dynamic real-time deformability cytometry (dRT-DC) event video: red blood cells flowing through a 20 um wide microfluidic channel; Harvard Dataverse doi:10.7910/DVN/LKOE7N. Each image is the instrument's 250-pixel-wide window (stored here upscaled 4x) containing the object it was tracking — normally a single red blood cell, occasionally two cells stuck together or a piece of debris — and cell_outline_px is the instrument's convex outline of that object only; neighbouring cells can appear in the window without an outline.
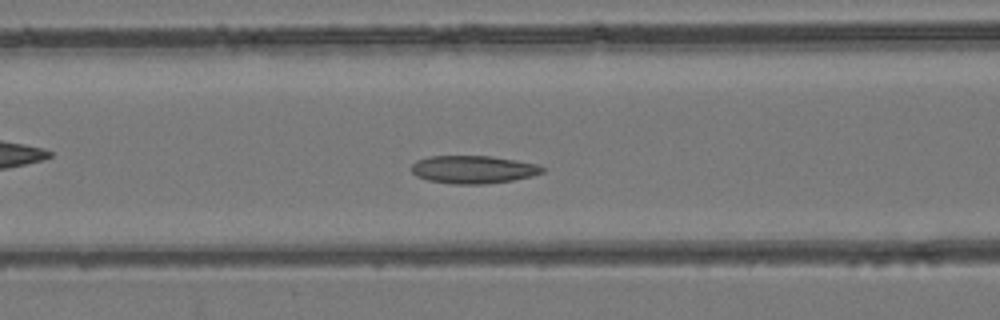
{"species": "common noctule bat (a hibernating species)", "species_latin": "Nyctalus noctula", "temperature_condition": "room temperature", "stored_images_in_passage": 38, "camera_frame_rate_fps": 3000, "um_per_image_px": 0.085, "animal": {"sex": "female", "body_mass_g": 24.6, "forearm_length_mm": 56.2}, "frame": {"image": 1, "passage_image": 8, "time_ms": 2.333, "image_size_px": [1000, 320], "cell_outline_px": [[548, 168], [544, 172], [532, 176], [512, 180], [484, 184], [452, 184], [428, 180], [416, 176], [412, 172], [412, 164], [416, 160], [428, 156], [492, 156], [540, 164]], "centroid_in_image_um": [40.27, 14.4], "position_along_channel_um": 126.3, "area_um2": 21.5}}
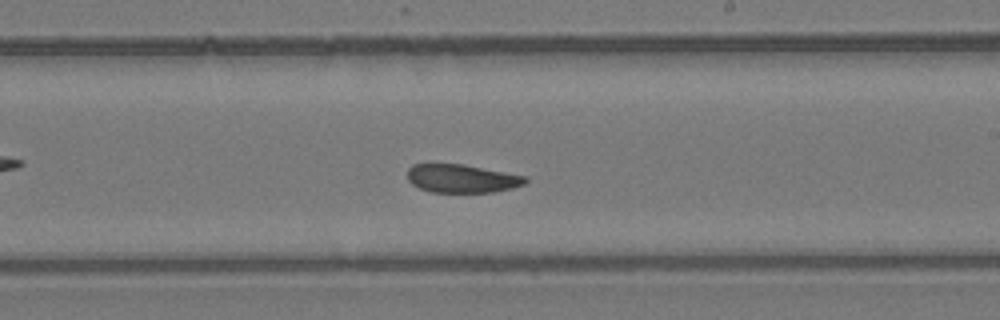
{"frame": {"image": 2, "passage_image": 17, "time_ms": 5.333, "image_size_px": [1000, 320], "cell_outline_px": [[528, 180], [524, 184], [512, 188], [496, 192], [432, 192], [420, 188], [412, 184], [408, 180], [408, 168], [412, 164], [464, 164], [528, 176]], "centroid_in_image_um": [39.29, 15.17], "position_along_channel_um": 249.7, "area_um2": 19.59}}
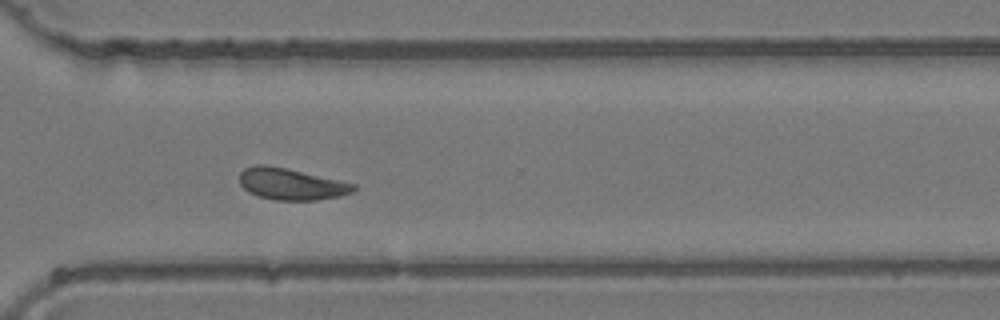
{"frame": {"image": 3, "passage_image": 24, "time_ms": 7.667, "image_size_px": [1000, 320], "cell_outline_px": [[356, 188], [352, 192], [340, 196], [316, 200], [272, 200], [248, 192], [240, 184], [240, 172], [244, 168], [256, 164], [264, 164], [288, 168], [356, 184]], "centroid_in_image_um": [24.73, 15.63], "position_along_channel_um": 345.9, "area_um2": 21.04}}